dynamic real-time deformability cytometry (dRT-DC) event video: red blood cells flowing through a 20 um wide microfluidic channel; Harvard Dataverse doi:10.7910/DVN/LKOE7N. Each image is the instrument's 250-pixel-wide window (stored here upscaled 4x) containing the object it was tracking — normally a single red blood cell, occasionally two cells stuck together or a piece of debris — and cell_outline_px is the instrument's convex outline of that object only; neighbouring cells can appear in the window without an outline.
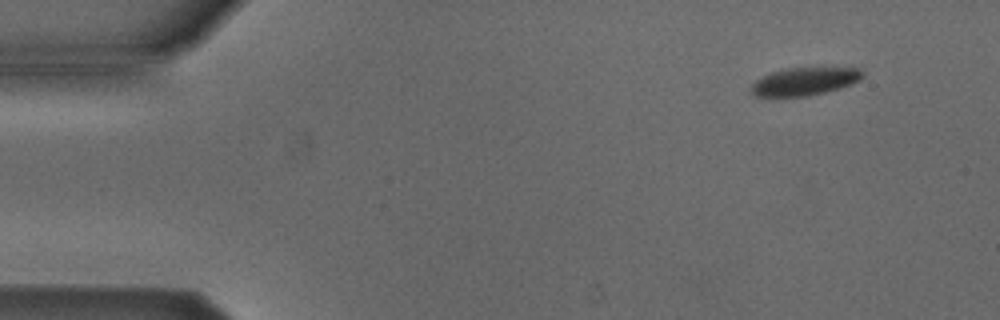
{"species": "Egyptian fruit bat (a non-hibernating species)", "species_latin": "Rousettus aegyptiacus", "temperature_condition": "cold", "stored_images_in_passage": 9, "camera_frame_rate_fps": 3000, "um_per_image_px": 0.085, "animal": {"sex": "male"}, "frame": {"image": 1, "passage_image": 1, "time_ms": 0.0, "image_size_px": [1000, 320], "cell_outline_px": [[864, 76], [860, 80], [852, 84], [840, 88], [808, 96], [756, 96], [748, 92], [752, 84], [756, 80], [772, 72], [784, 68], [860, 68], [864, 72]], "centroid_in_image_um": [68.4, 6.92], "position_along_channel_um": 16.6, "area_um2": 18.09}}